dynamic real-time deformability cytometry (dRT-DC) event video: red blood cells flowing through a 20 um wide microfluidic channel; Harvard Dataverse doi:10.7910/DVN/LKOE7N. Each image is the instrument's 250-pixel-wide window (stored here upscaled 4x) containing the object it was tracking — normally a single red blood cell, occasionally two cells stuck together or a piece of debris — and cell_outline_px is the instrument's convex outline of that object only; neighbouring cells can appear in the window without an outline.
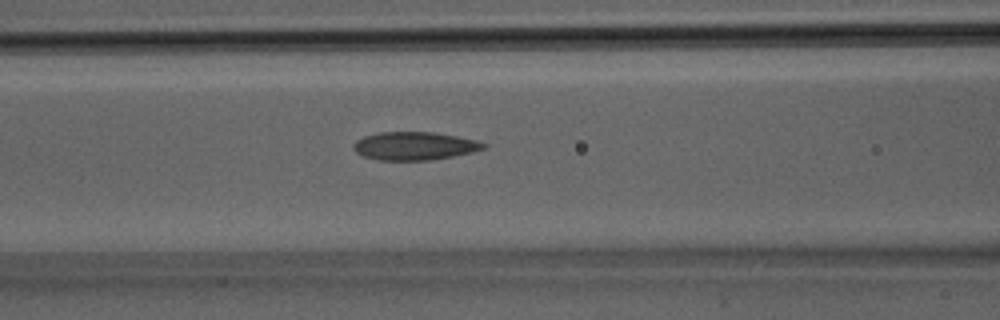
{"species": "Egyptian fruit bat (a non-hibernating species)", "species_latin": "Rousettus aegyptiacus", "temperature_condition": "room temperature", "stored_images_in_passage": 33, "camera_frame_rate_fps": 3000, "um_per_image_px": 0.085, "animal": {"sex": "male"}, "frame": {"image": 1, "passage_image": 14, "time_ms": 4.333, "image_size_px": [1000, 320], "cell_outline_px": [[488, 148], [472, 152], [452, 156], [428, 160], [376, 160], [364, 156], [356, 152], [352, 148], [352, 144], [356, 140], [364, 136], [380, 132], [432, 132], [456, 136], [476, 140], [488, 144]], "centroid_in_image_um": [35.23, 12.4], "position_along_channel_um": 131.4, "area_um2": 21.39}}
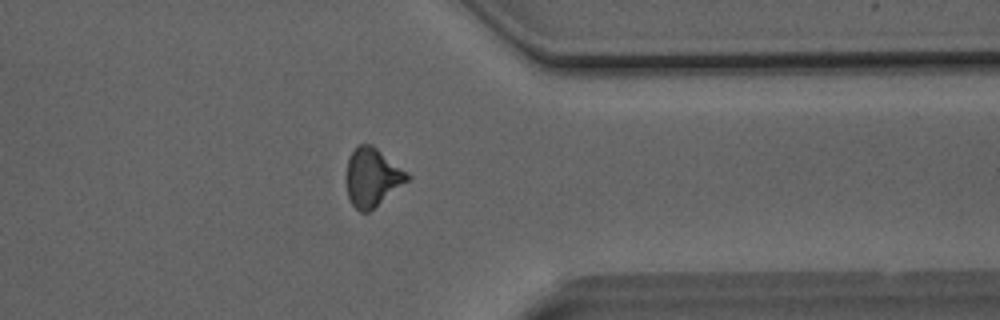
{"frame": {"image": 2, "passage_image": 26, "time_ms": 8.333, "image_size_px": [1000, 320], "cell_outline_px": [[412, 176], [408, 180], [368, 212], [360, 212], [352, 204], [348, 196], [348, 156], [356, 144], [372, 144], [408, 172]], "centroid_in_image_um": [31.65, 15.03], "position_along_channel_um": 379.7, "area_um2": 20.4}}
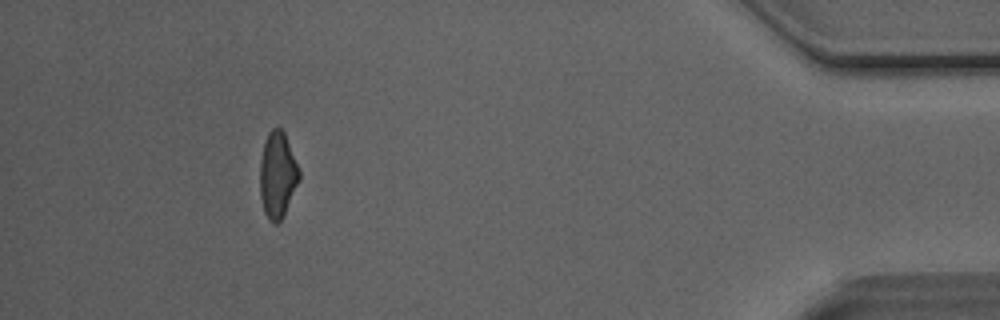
{"frame": {"image": 3, "passage_image": 30, "time_ms": 9.667, "image_size_px": [1000, 320], "cell_outline_px": [[300, 180], [284, 216], [276, 224], [272, 224], [268, 220], [264, 212], [260, 196], [260, 160], [264, 140], [268, 132], [272, 128], [280, 128], [284, 132], [300, 172]], "centroid_in_image_um": [23.58, 14.9], "position_along_channel_um": 411.6, "area_um2": 19.88}}